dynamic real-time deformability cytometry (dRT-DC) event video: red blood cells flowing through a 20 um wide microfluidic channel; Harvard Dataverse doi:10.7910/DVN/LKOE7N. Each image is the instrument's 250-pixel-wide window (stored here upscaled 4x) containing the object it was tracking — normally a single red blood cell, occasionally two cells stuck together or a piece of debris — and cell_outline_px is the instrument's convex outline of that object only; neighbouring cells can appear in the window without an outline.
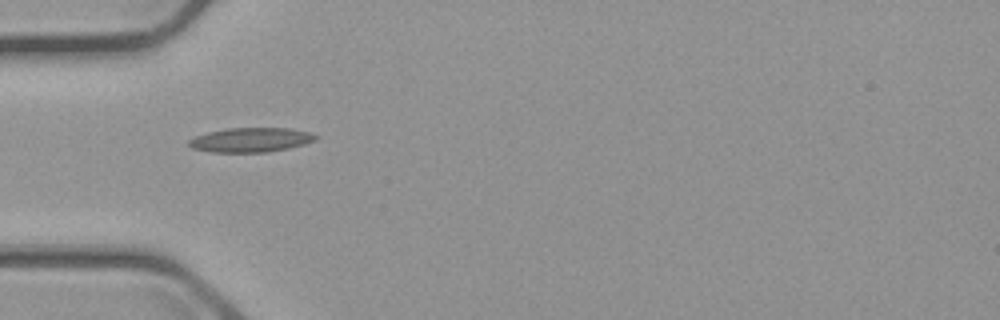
{"species": "common noctule bat (a hibernating species)", "species_latin": "Nyctalus noctula", "temperature_condition": "cold", "stored_images_in_passage": 5, "camera_frame_rate_fps": 3000, "um_per_image_px": 0.085, "animal": {"sex": "male", "body_mass_g": 23.1, "forearm_length_mm": 52.7}, "frame": {"image": 1, "passage_image": 4, "time_ms": 4.667, "image_size_px": [1000, 320], "cell_outline_px": [[320, 136], [316, 140], [304, 144], [288, 148], [268, 152], [212, 152], [192, 148], [188, 144], [188, 140], [196, 136], [208, 132], [228, 128], [292, 128], [308, 132]], "centroid_in_image_um": [21.34, 11.89], "position_along_channel_um": 63.7, "area_um2": 18.03}}
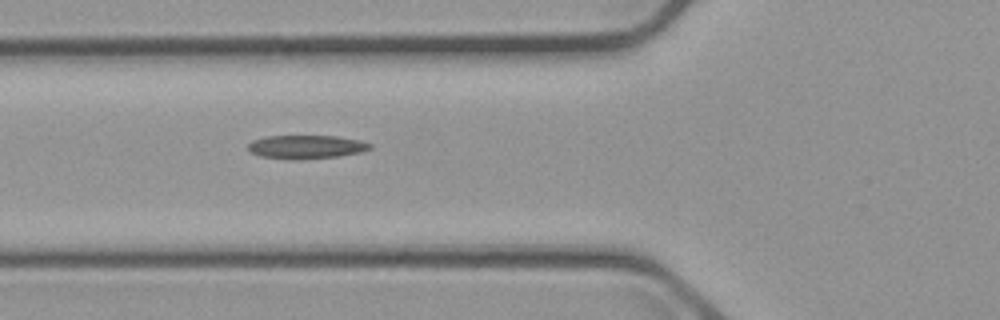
{"frame": {"image": 2, "passage_image": 5, "time_ms": 5.667, "image_size_px": [1000, 320], "cell_outline_px": [[372, 148], [360, 152], [340, 156], [296, 160], [288, 160], [260, 156], [252, 152], [248, 148], [248, 144], [252, 140], [268, 136], [336, 136], [360, 140], [372, 144]], "centroid_in_image_um": [26.03, 12.49], "position_along_channel_um": 99.8, "area_um2": 16.82}}